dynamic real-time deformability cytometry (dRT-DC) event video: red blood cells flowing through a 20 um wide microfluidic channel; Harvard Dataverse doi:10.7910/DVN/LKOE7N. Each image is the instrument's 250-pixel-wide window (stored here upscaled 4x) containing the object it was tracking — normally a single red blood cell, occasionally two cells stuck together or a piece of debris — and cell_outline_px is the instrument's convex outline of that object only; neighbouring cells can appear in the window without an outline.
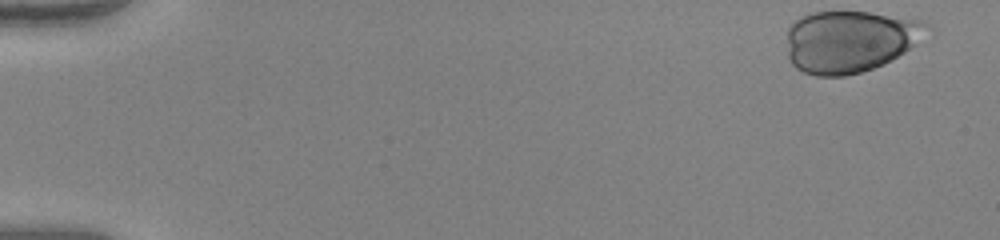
{"species": "human", "species_latin": "Homo sapiens", "temperature_condition": "warm", "stored_images_in_passage": 45, "camera_frame_rate_fps": 3000, "um_per_image_px": 0.085, "donor": {"sex": "female"}, "frame": {"image": 1, "passage_image": 1, "time_ms": 0.0, "image_size_px": [1000, 240], "cell_outline_px": [[924, 24], [912, 44], [904, 52], [884, 64], [860, 72], [844, 76], [816, 76], [804, 72], [796, 68], [792, 64], [788, 56], [788, 28], [796, 20], [812, 12], [868, 12], [924, 20]], "centroid_in_image_um": [72.12, 3.52], "position_along_channel_um": 12.9, "area_um2": 49.36}}
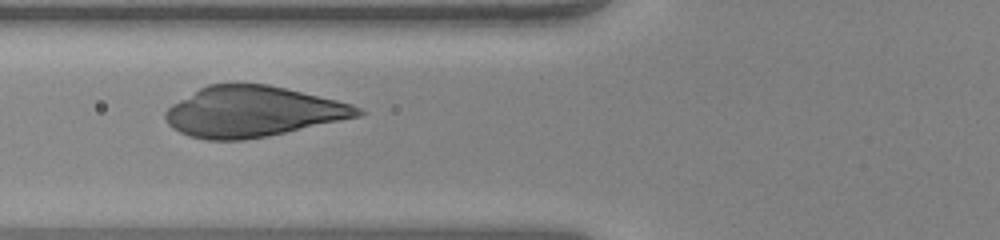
{"frame": {"image": 2, "passage_image": 20, "time_ms": 6.333, "image_size_px": [1000, 240], "cell_outline_px": [[364, 112], [360, 116], [268, 136], [244, 140], [208, 140], [188, 136], [172, 128], [168, 124], [164, 116], [164, 112], [172, 104], [200, 88], [208, 84], [268, 84], [336, 100], [352, 104], [360, 108]], "centroid_in_image_um": [21.44, 9.5], "position_along_channel_um": 104.4, "area_um2": 56.36}}
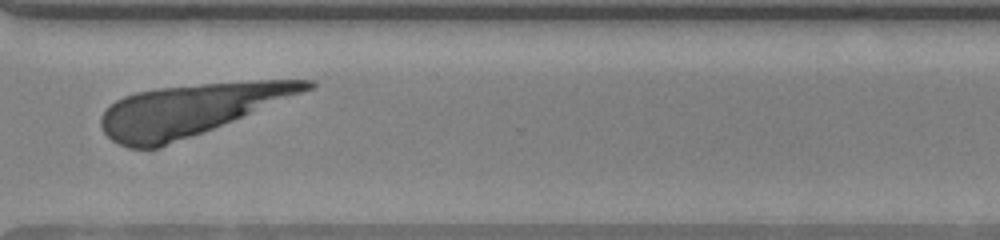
{"frame": {"image": 3, "passage_image": 39, "time_ms": 12.667, "image_size_px": [1000, 240], "cell_outline_px": [[316, 84], [312, 88], [204, 132], [160, 148], [128, 148], [112, 140], [104, 132], [100, 124], [100, 120], [104, 112], [116, 100], [124, 96], [136, 92], [160, 88], [200, 84], [256, 80], [316, 80]], "centroid_in_image_um": [16.15, 9.33], "position_along_channel_um": 354.5, "area_um2": 60.57}}